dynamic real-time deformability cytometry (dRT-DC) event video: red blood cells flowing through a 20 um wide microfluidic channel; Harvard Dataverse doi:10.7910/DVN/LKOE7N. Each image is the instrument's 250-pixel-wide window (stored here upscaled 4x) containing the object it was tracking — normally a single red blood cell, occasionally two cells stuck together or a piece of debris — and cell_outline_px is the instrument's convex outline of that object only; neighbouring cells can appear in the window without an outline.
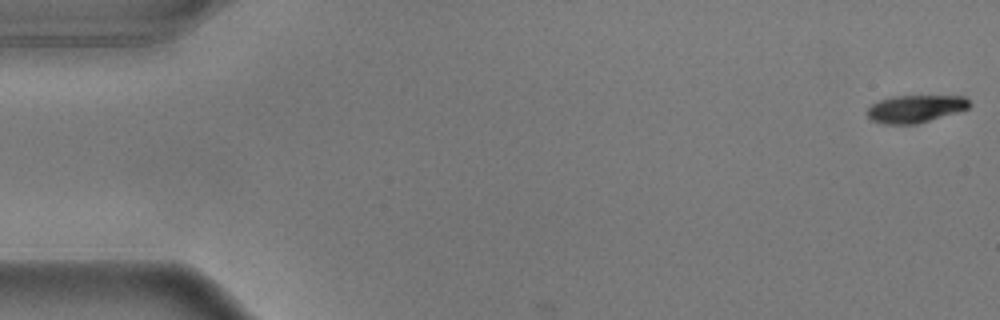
{"species": "common noctule bat (a hibernating species)", "species_latin": "Nyctalus noctula", "temperature_condition": "warm", "stored_images_in_passage": 4, "camera_frame_rate_fps": 3000, "um_per_image_px": 0.085, "animal": {"sex": "male", "body_mass_g": 17.9}, "frame": {"image": 1, "passage_image": 1, "time_ms": 0.0, "image_size_px": [1000, 320], "cell_outline_px": [[972, 104], [968, 108], [956, 112], [916, 124], [884, 124], [872, 120], [868, 116], [868, 108], [872, 104], [880, 100], [892, 96], [964, 96]], "centroid_in_image_um": [77.8, 9.24], "position_along_channel_um": 7.2, "area_um2": 16.18}}